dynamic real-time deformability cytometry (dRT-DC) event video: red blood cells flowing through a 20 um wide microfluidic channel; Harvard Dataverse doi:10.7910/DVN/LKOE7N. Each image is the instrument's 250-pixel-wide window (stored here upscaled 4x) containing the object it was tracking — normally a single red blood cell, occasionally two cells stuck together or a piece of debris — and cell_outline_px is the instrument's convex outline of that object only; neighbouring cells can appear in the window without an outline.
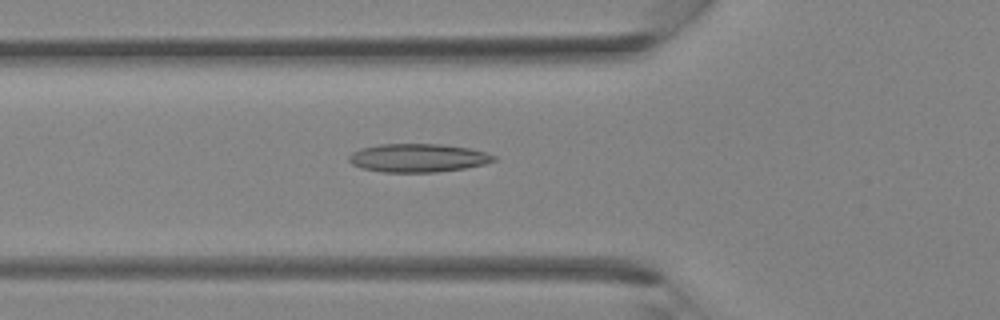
{"species": "Egyptian fruit bat (a non-hibernating species)", "species_latin": "Rousettus aegyptiacus", "temperature_condition": "room temperature", "stored_images_in_passage": 24, "camera_frame_rate_fps": 3000, "um_per_image_px": 0.085, "animal": {"sex": "female"}, "frame": {"image": 1, "passage_image": 2, "time_ms": 0.333, "image_size_px": [1000, 320], "cell_outline_px": [[496, 160], [484, 164], [464, 168], [436, 172], [384, 172], [360, 168], [352, 164], [348, 160], [348, 156], [352, 152], [360, 148], [380, 144], [440, 144], [468, 148], [484, 152], [496, 156]], "centroid_in_image_um": [35.49, 13.42], "position_along_channel_um": 90.3, "area_um2": 23.93}}
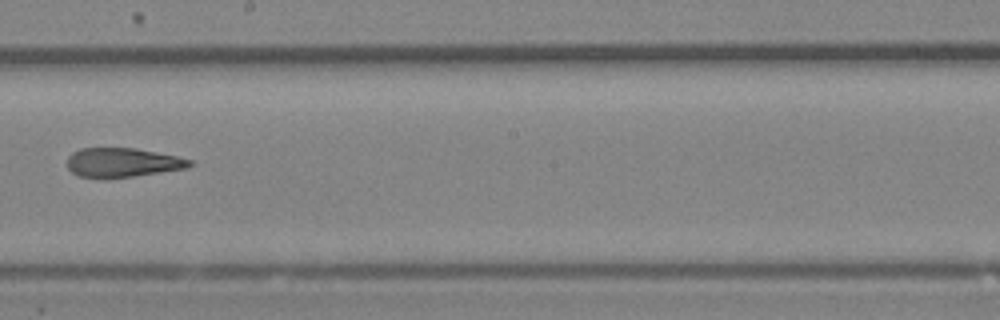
{"frame": {"image": 2, "passage_image": 10, "time_ms": 3.0, "image_size_px": [1000, 320], "cell_outline_px": [[196, 164], [188, 168], [132, 176], [80, 176], [72, 172], [68, 168], [68, 156], [72, 152], [80, 148], [136, 148], [176, 156], [192, 160]], "centroid_in_image_um": [10.46, 13.78], "position_along_channel_um": 237.7, "area_um2": 20.4}}
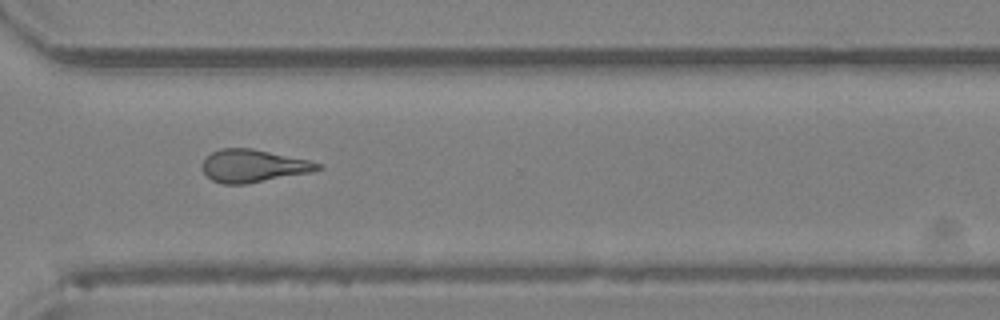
{"frame": {"image": 3, "passage_image": 16, "time_ms": 5.0, "image_size_px": [1000, 320], "cell_outline_px": [[324, 168], [312, 172], [244, 184], [224, 184], [212, 180], [200, 168], [200, 164], [212, 152], [220, 148], [252, 148], [308, 160], [320, 164]], "centroid_in_image_um": [21.5, 14.1], "position_along_channel_um": 349.1, "area_um2": 21.91}}